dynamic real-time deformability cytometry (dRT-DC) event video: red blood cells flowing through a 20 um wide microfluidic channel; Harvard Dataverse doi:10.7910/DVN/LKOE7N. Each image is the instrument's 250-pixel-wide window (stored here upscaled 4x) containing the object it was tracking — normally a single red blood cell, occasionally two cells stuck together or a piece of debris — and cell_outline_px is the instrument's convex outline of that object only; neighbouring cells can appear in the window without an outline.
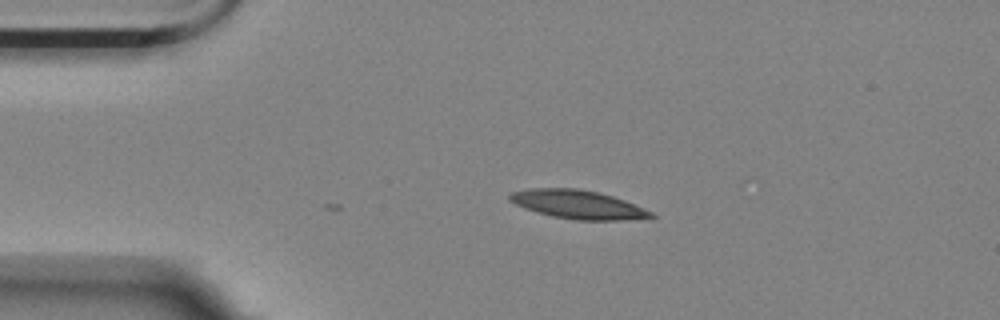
{"species": "Egyptian fruit bat (a non-hibernating species)", "species_latin": "Rousettus aegyptiacus", "temperature_condition": "room temperature", "stored_images_in_passage": 4, "camera_frame_rate_fps": 3000, "um_per_image_px": 0.085, "animal": {"sex": "female"}, "frame": {"image": 1, "passage_image": 4, "time_ms": 1.0, "image_size_px": [1000, 320], "cell_outline_px": [[656, 216], [652, 220], [576, 220], [552, 216], [536, 212], [524, 208], [508, 200], [508, 196], [512, 192], [532, 188], [580, 188], [600, 192], [624, 200], [644, 208], [652, 212]], "centroid_in_image_um": [49.19, 17.39], "position_along_channel_um": 35.8, "area_um2": 23.93}}